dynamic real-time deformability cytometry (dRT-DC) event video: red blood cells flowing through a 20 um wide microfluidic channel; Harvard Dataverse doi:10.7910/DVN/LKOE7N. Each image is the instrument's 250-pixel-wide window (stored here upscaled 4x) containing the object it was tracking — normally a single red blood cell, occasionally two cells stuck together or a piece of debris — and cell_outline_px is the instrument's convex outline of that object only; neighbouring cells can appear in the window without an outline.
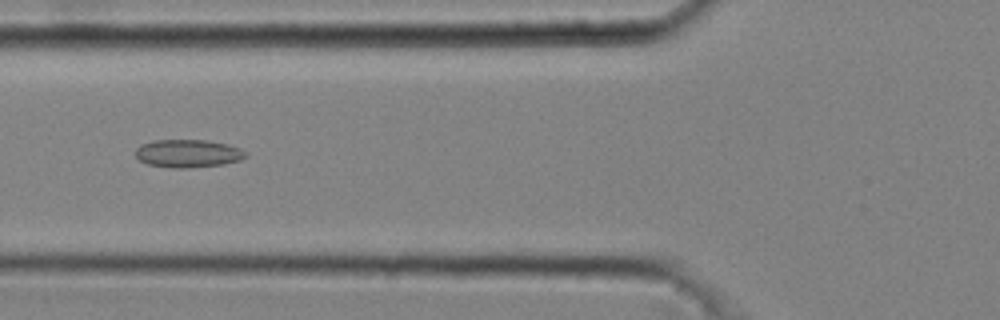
{"species": "common noctule bat (a hibernating species)", "species_latin": "Nyctalus noctula", "temperature_condition": "cold", "stored_images_in_passage": 47, "camera_frame_rate_fps": 3000, "um_per_image_px": 0.085, "animal": {"sex": "male", "body_mass_g": 20.4}, "frame": {"image": 1, "passage_image": 19, "time_ms": 6.0, "image_size_px": [1000, 320], "cell_outline_px": [[248, 156], [240, 160], [224, 164], [188, 168], [172, 168], [148, 164], [140, 160], [136, 156], [136, 148], [140, 144], [156, 140], [208, 140], [228, 144], [240, 148], [248, 152]], "centroid_in_image_um": [16.02, 13.04], "position_along_channel_um": 109.8, "area_um2": 18.09}}
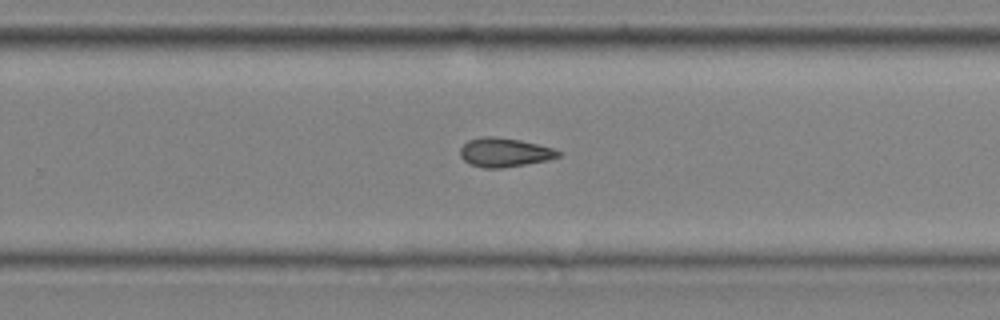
{"frame": {"image": 2, "passage_image": 32, "time_ms": 10.333, "image_size_px": [1000, 320], "cell_outline_px": [[564, 152], [560, 156], [548, 160], [500, 168], [484, 168], [472, 164], [464, 160], [460, 156], [460, 148], [468, 140], [480, 136], [496, 136], [520, 140], [552, 148]], "centroid_in_image_um": [42.88, 12.94], "position_along_channel_um": 286.9, "area_um2": 16.53}}
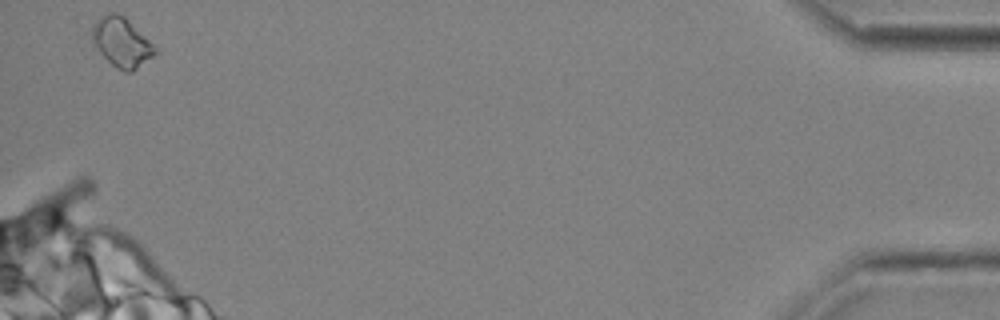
{"frame": {"image": 3, "passage_image": 47, "time_ms": 15.333, "image_size_px": [1000, 320], "cell_outline_px": [[160, 52], [132, 72], [124, 72], [116, 68], [96, 48], [92, 40], [92, 24], [100, 16], [108, 12], [116, 12], [124, 16]], "centroid_in_image_um": [10.33, 3.6], "position_along_channel_um": 424.9, "area_um2": 18.09}, "authors_computed_cell_mechanics": {"area_um2": 16.5308, "velocity_mm_per_s": 4.0942, "shape_relaxation_time_tau1_ms": null, "shape_relaxation_time_tau2_ms": 6.0704, "deformation_change_tau1": null, "deformation_change_tau2": 0.1341}}